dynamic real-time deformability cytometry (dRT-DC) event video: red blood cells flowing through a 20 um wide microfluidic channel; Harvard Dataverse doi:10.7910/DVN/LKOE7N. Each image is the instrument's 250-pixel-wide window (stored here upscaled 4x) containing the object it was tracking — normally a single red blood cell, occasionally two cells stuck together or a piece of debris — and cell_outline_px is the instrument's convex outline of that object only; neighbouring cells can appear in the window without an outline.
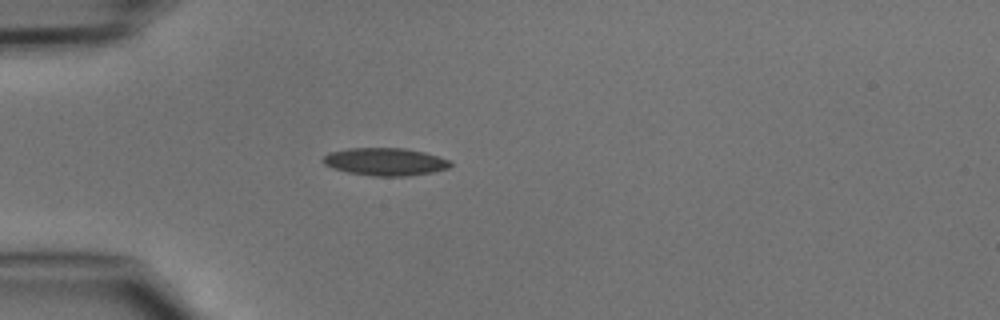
{"species": "common noctule bat (a hibernating species)", "species_latin": "Nyctalus noctula", "temperature_condition": "cold", "stored_images_in_passage": 35, "camera_frame_rate_fps": 3000, "um_per_image_px": 0.085, "animal": {"sex": "male", "body_mass_g": 15.6}, "frame": {"image": 1, "passage_image": 1, "time_ms": 0.0, "image_size_px": [1000, 320], "cell_outline_px": [[452, 164], [448, 168], [432, 172], [408, 176], [372, 176], [348, 172], [332, 168], [324, 164], [320, 160], [328, 152], [348, 148], [404, 148], [424, 152], [448, 160]], "centroid_in_image_um": [32.68, 13.74], "position_along_channel_um": 52.3, "area_um2": 20.52}}
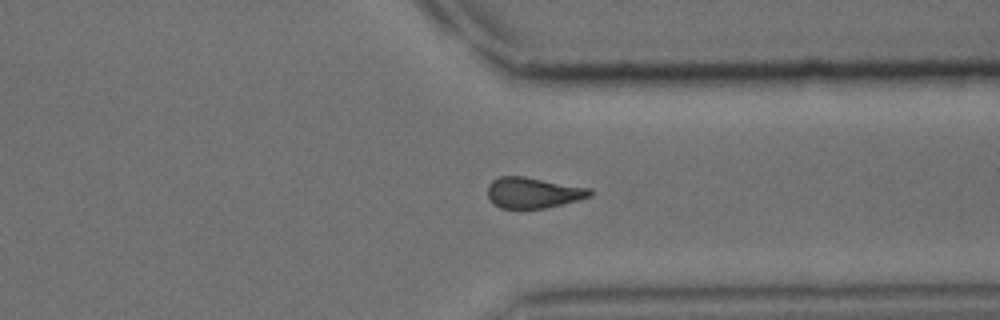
{"frame": {"image": 2, "passage_image": 24, "time_ms": 7.667, "image_size_px": [1000, 320], "cell_outline_px": [[592, 196], [544, 208], [500, 208], [492, 204], [488, 196], [488, 184], [492, 180], [500, 176], [524, 176], [592, 188]], "centroid_in_image_um": [45.3, 16.37], "position_along_channel_um": 366.1, "area_um2": 18.38}}
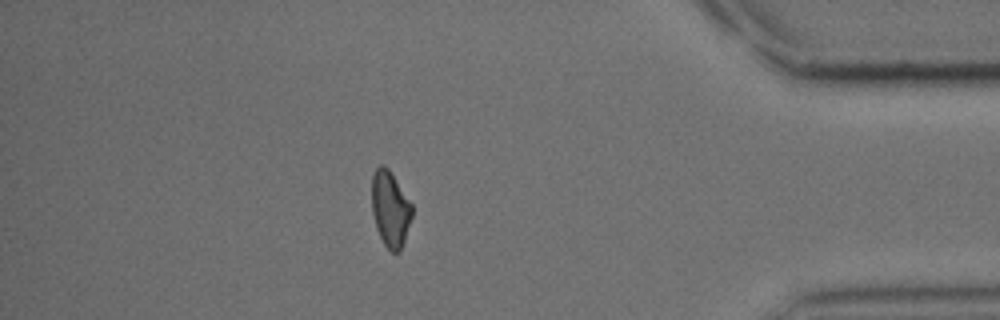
{"frame": {"image": 3, "passage_image": 29, "time_ms": 9.333, "image_size_px": [1000, 320], "cell_outline_px": [[412, 216], [400, 252], [392, 252], [384, 244], [376, 228], [372, 212], [372, 176], [376, 168], [380, 164], [384, 164], [388, 168], [412, 204]], "centroid_in_image_um": [33.16, 17.74], "position_along_channel_um": 402.0, "area_um2": 17.63}}